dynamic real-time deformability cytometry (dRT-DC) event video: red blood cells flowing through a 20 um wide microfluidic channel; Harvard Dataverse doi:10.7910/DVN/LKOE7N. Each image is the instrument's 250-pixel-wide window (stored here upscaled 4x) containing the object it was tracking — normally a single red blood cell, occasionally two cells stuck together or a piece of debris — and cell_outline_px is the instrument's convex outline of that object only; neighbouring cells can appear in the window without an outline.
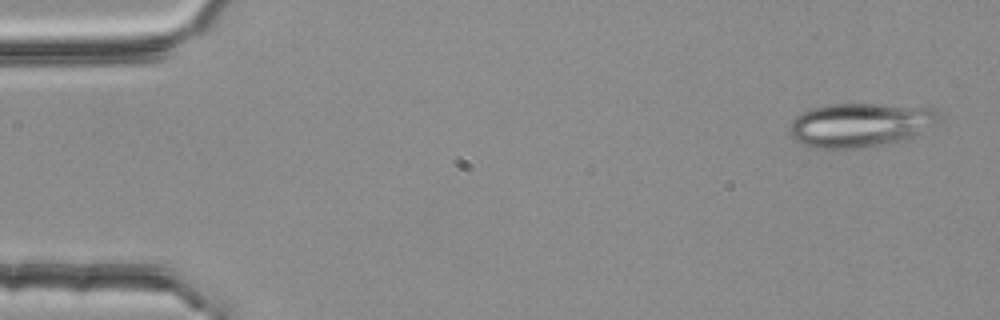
{"species": "common noctule bat (a hibernating species)", "species_latin": "Nyctalus noctula", "temperature_condition": "room temperature", "stored_images_in_passage": 5, "camera_frame_rate_fps": 3000, "um_per_image_px": 0.085, "animal": {"sex": "female", "body_mass_g": 25.1}, "frame": {"image": 1, "passage_image": 1, "time_ms": 0.0, "image_size_px": [1000, 320], "cell_outline_px": [[936, 124], [904, 140], [880, 144], [852, 148], [812, 148], [796, 140], [788, 132], [788, 124], [796, 116], [812, 108], [832, 104], [880, 104], [936, 108]], "centroid_in_image_um": [73.05, 10.61], "position_along_channel_um": 11.9, "area_um2": 37.8}}